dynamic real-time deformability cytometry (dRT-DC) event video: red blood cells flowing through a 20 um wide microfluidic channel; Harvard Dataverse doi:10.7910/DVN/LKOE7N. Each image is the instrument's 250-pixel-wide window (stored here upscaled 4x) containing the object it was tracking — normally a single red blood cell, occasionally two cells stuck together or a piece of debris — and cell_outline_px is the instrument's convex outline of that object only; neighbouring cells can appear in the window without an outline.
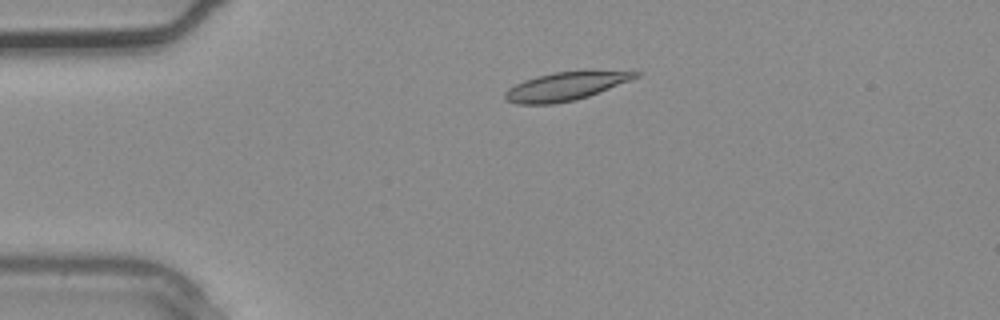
{"species": "common noctule bat (a hibernating species)", "species_latin": "Nyctalus noctula", "temperature_condition": "warm", "stored_images_in_passage": 3, "camera_frame_rate_fps": 3000, "um_per_image_px": 0.085, "animal": {"sex": "male", "body_mass_g": 20.4}, "frame": {"image": 1, "passage_image": 2, "time_ms": 0.333, "image_size_px": [1000, 320], "cell_outline_px": [[644, 72], [640, 76], [588, 96], [576, 100], [552, 104], [516, 104], [508, 100], [504, 96], [504, 92], [508, 88], [524, 80], [536, 76], [556, 72], [588, 68], [592, 68]], "centroid_in_image_um": [48.15, 7.28], "position_along_channel_um": 36.8, "area_um2": 22.2}}